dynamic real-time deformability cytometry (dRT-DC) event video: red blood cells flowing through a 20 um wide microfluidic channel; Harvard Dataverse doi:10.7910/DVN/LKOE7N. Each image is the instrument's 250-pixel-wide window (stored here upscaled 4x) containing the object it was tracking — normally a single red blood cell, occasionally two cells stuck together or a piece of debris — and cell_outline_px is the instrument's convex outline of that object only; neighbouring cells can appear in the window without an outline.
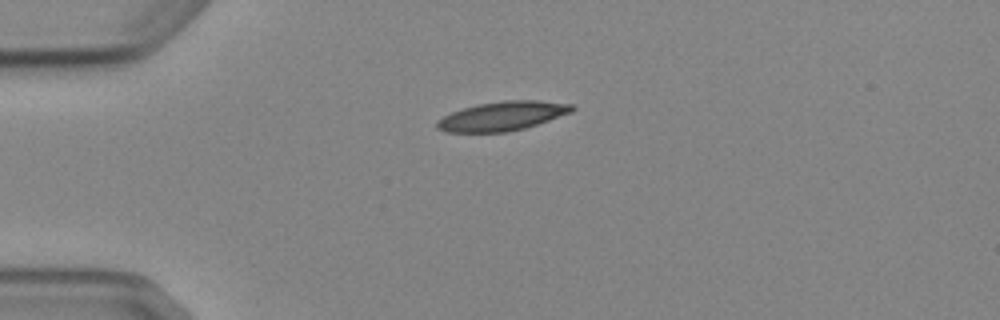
{"species": "Egyptian fruit bat (a non-hibernating species)", "species_latin": "Rousettus aegyptiacus", "temperature_condition": "cold", "stored_images_in_passage": 2, "camera_frame_rate_fps": 3000, "um_per_image_px": 0.085, "animal": {"sex": "female"}, "frame": {"image": 1, "passage_image": 1, "time_ms": 0.0, "image_size_px": [1000, 320], "cell_outline_px": [[576, 108], [572, 112], [524, 128], [508, 132], [444, 132], [436, 128], [436, 120], [452, 112], [476, 104], [504, 100], [540, 100], [572, 104]], "centroid_in_image_um": [42.69, 9.86], "position_along_channel_um": 42.3, "area_um2": 22.95}}